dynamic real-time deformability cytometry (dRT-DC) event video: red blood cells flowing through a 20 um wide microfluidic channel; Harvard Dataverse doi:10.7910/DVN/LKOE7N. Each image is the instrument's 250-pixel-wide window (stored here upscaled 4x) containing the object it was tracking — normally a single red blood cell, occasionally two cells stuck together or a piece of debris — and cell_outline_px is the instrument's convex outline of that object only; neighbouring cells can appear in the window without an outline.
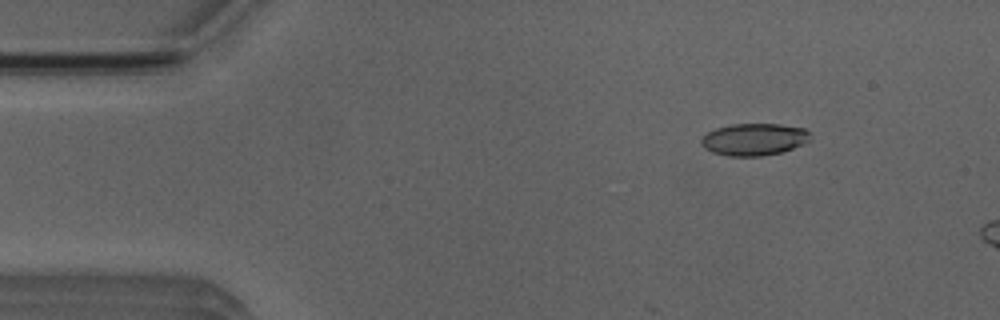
{"species": "Egyptian fruit bat (a non-hibernating species)", "species_latin": "Rousettus aegyptiacus", "temperature_condition": "room temperature", "stored_images_in_passage": 9, "camera_frame_rate_fps": 3000, "um_per_image_px": 0.085, "animal": {"sex": "male"}, "frame": {"image": 1, "passage_image": 7, "time_ms": 2.0, "image_size_px": [1000, 320], "cell_outline_px": [[808, 140], [792, 148], [780, 152], [760, 156], [728, 156], [712, 152], [704, 148], [700, 144], [700, 140], [708, 132], [716, 128], [732, 124], [780, 124], [804, 128], [808, 132]], "centroid_in_image_um": [64.03, 11.84], "position_along_channel_um": 21.0, "area_um2": 20.11}}